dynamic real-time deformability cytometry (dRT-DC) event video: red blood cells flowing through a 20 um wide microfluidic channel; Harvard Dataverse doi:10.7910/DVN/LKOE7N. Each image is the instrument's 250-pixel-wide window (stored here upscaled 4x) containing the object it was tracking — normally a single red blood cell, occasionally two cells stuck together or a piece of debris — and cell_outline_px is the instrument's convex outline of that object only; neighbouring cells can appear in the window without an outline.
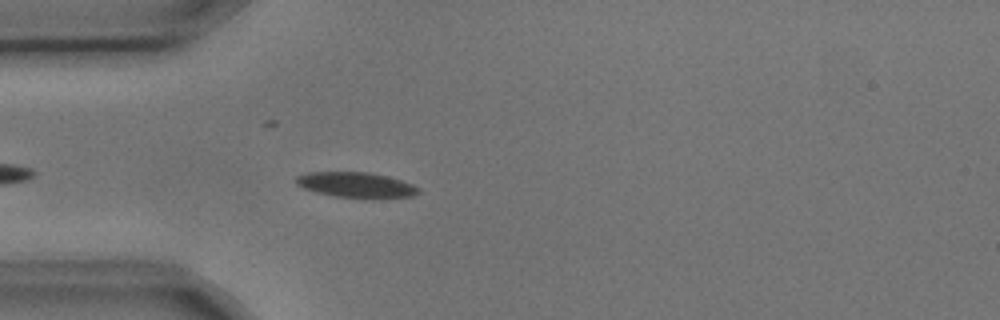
{"species": "common noctule bat (a hibernating species)", "species_latin": "Nyctalus noctula", "temperature_condition": "cold", "stored_images_in_passage": 5, "camera_frame_rate_fps": 3000, "um_per_image_px": 0.085, "animal": {"sex": "male", "body_mass_g": 17.9, "forearm_length_mm": 54.2}, "frame": {"image": 1, "passage_image": 5, "time_ms": 1.333, "image_size_px": [1000, 320], "cell_outline_px": [[420, 192], [412, 196], [336, 196], [316, 192], [304, 188], [296, 184], [296, 176], [308, 172], [368, 172], [388, 176], [412, 184], [420, 188]], "centroid_in_image_um": [30.22, 15.67], "position_along_channel_um": 54.8, "area_um2": 17.34}}